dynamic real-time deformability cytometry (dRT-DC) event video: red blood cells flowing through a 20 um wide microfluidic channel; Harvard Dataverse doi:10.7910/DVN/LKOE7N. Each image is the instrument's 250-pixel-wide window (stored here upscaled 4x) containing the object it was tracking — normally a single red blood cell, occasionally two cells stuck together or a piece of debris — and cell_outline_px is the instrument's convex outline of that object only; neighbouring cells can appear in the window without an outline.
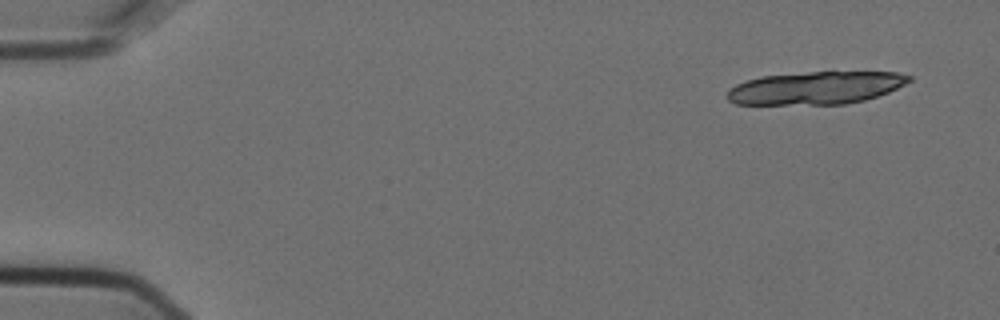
{"species": "Egyptian fruit bat (a non-hibernating species)", "species_latin": "Rousettus aegyptiacus", "temperature_condition": "cold", "stored_images_in_passage": 5, "camera_frame_rate_fps": 3000, "um_per_image_px": 0.085, "animal": {"sex": "female"}, "frame": {"image": 1, "passage_image": 1, "time_ms": 0.0, "image_size_px": [1000, 320], "cell_outline_px": [[912, 80], [888, 92], [864, 100], [844, 104], [736, 104], [728, 100], [724, 96], [728, 88], [736, 84], [760, 76], [808, 72], [896, 72], [912, 76]], "centroid_in_image_um": [69.29, 7.47], "position_along_channel_um": 15.7, "area_um2": 34.68}}